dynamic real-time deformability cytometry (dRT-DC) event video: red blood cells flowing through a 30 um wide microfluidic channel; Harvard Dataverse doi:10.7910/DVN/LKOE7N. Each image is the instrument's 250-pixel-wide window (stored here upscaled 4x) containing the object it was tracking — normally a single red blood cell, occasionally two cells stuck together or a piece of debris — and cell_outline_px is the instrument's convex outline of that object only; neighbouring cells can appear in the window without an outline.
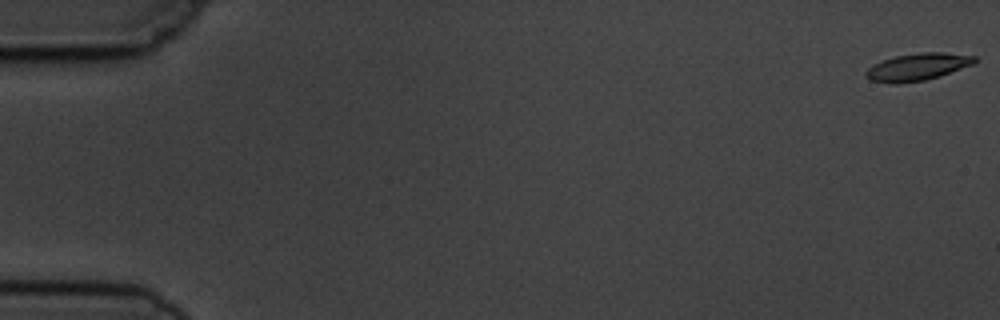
{"species": "common noctule bat (a hibernating species)", "species_latin": "Nyctalus noctula", "temperature_condition": "cold", "stored_images_in_passage": 11, "camera_frame_rate_fps": 3000, "um_per_image_px": 0.085, "animal": {"sex": "male", "body_mass_g": 19.5, "forearm_length_mm": 54.6}, "frame": {"image": 1, "passage_image": 1, "time_ms": 0.0, "image_size_px": [1000, 320], "cell_outline_px": [[976, 60], [972, 64], [940, 76], [924, 80], [896, 84], [892, 84], [868, 80], [864, 76], [864, 72], [872, 64], [896, 56], [920, 52], [944, 52], [976, 56]], "centroid_in_image_um": [77.93, 5.69], "position_along_channel_um": 7.1, "area_um2": 17.28}}
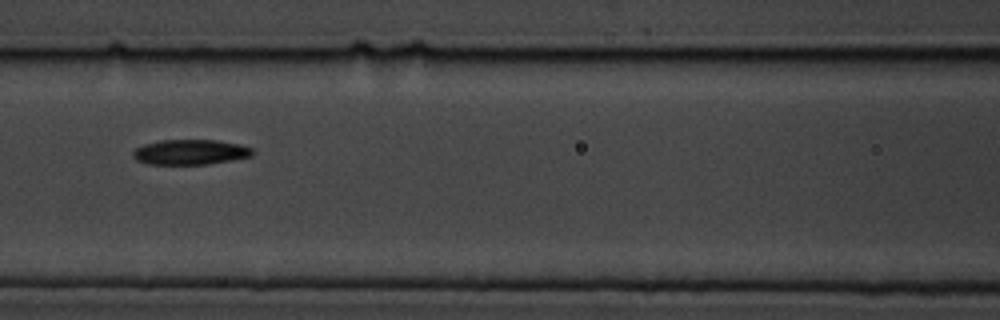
{"frame": {"image": 2, "passage_image": 7, "time_ms": 8.0, "image_size_px": [1000, 320], "cell_outline_px": [[256, 152], [252, 156], [232, 160], [208, 164], [148, 164], [136, 160], [132, 156], [132, 152], [136, 148], [144, 144], [164, 140], [216, 140], [240, 144], [252, 148]], "centroid_in_image_um": [16.2, 12.93], "position_along_channel_um": 150.4, "area_um2": 17.57}}
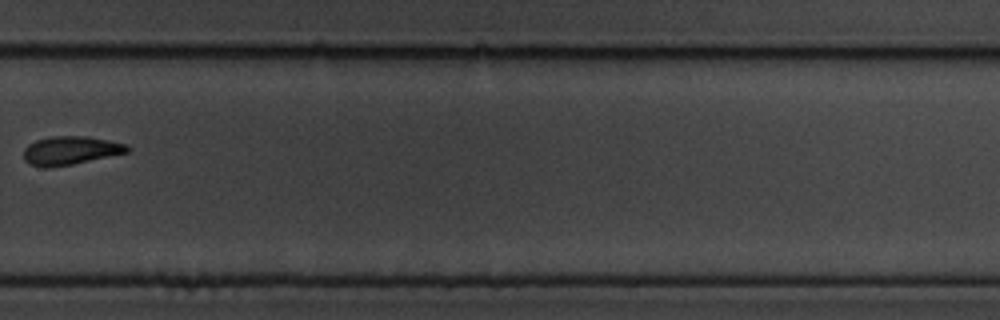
{"frame": {"image": 3, "passage_image": 11, "time_ms": 12.667, "image_size_px": [1000, 320], "cell_outline_px": [[132, 148], [128, 152], [72, 164], [28, 164], [24, 160], [24, 148], [28, 144], [36, 140], [52, 136], [84, 136], [108, 140], [128, 144]], "centroid_in_image_um": [6.05, 12.74], "position_along_channel_um": 323.7, "area_um2": 16.59}}